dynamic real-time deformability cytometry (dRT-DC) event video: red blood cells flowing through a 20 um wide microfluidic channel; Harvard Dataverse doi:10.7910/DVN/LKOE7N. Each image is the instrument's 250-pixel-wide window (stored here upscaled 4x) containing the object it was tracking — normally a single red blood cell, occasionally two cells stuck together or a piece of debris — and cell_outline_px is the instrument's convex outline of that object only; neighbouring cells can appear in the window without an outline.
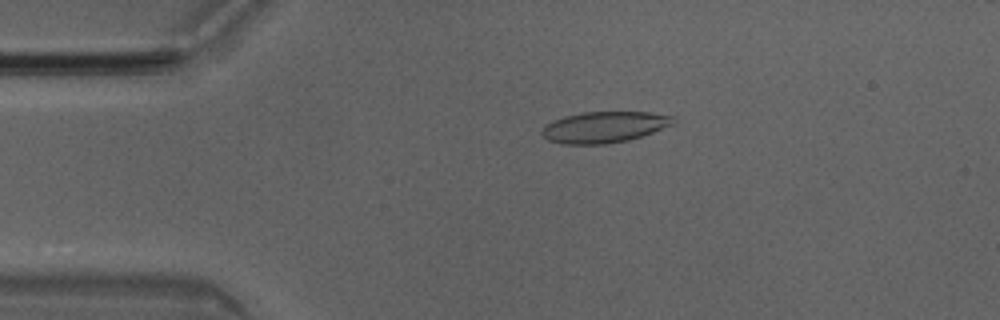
{"species": "Egyptian fruit bat (a non-hibernating species)", "species_latin": "Rousettus aegyptiacus", "temperature_condition": "room temperature", "stored_images_in_passage": 50, "camera_frame_rate_fps": 3000, "um_per_image_px": 0.085, "animal": {"sex": "male"}, "frame": {"image": 1, "passage_image": 10, "time_ms": 3.0, "image_size_px": [1000, 320], "cell_outline_px": [[676, 124], [628, 140], [604, 144], [564, 144], [548, 140], [540, 132], [544, 124], [564, 116], [584, 112], [648, 112], [676, 116]], "centroid_in_image_um": [51.38, 10.79], "position_along_channel_um": 33.6, "area_um2": 23.93}}
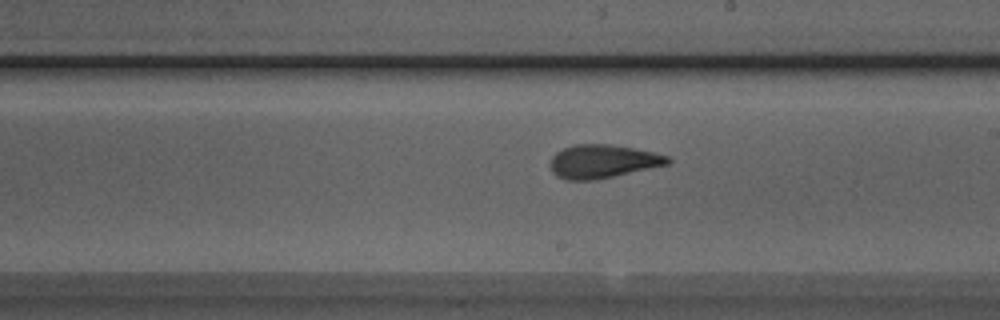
{"frame": {"image": 2, "passage_image": 28, "time_ms": 9.0, "image_size_px": [1000, 320], "cell_outline_px": [[672, 160], [668, 164], [596, 180], [564, 180], [556, 176], [552, 172], [548, 164], [552, 156], [556, 152], [564, 148], [576, 144], [608, 144], [656, 152], [668, 156]], "centroid_in_image_um": [51.19, 13.72], "position_along_channel_um": 237.8, "area_um2": 23.0}}
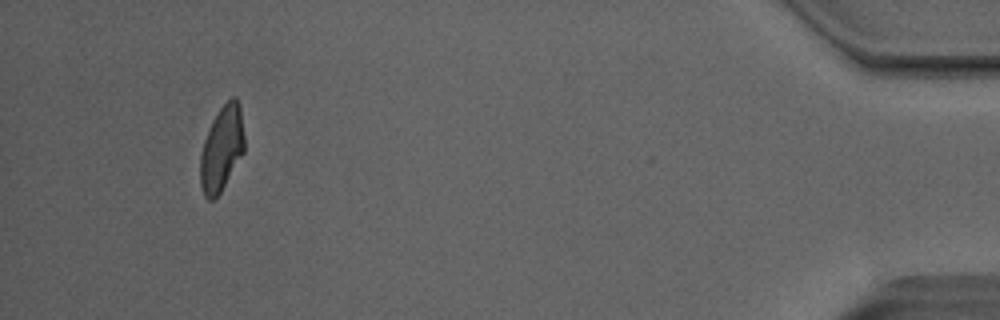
{"frame": {"image": 3, "passage_image": 47, "time_ms": 15.333, "image_size_px": [1000, 320], "cell_outline_px": [[244, 152], [220, 192], [212, 200], [208, 200], [204, 196], [200, 184], [200, 156], [204, 140], [212, 120], [220, 108], [232, 96], [236, 96], [240, 104], [244, 136]], "centroid_in_image_um": [18.84, 12.61], "position_along_channel_um": 416.4, "area_um2": 21.79}, "authors_computed_cell_mechanics": {"area_um2": 23.12, "velocity_mm_per_s": 4.0431, "shape_relaxation_time_tau1_ms": 4.991, "shape_relaxation_time_tau2_ms": 1.8783, "deformation_change_tau1": 0.1732, "deformation_change_tau2": 0.0992}}